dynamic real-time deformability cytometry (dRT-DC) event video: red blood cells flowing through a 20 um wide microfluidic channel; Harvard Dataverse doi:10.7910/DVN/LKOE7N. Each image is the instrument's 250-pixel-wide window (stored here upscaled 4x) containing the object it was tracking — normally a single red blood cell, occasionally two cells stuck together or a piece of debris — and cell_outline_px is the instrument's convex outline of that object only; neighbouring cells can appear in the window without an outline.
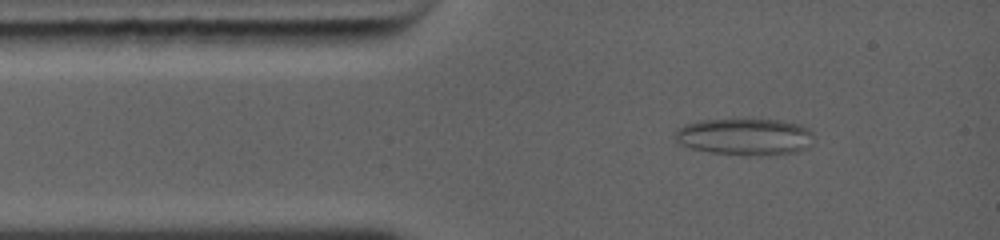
{"species": "common noctule bat (a hibernating species)", "species_latin": "Nyctalus noctula", "temperature_condition": "warm", "stored_images_in_passage": 30, "segment_of_instrument_passage": [1, 2], "camera_frame_rate_fps": 5000, "um_per_image_px": 0.085, "animal": {"sex": "female", "body_mass_g": 19.0, "forearm_length_mm": 56.7}, "frame": {"image": 1, "passage_image": 3, "time_ms": 1.0, "image_size_px": [1000, 240], "cell_outline_px": [[816, 144], [800, 152], [776, 156], [744, 156], [708, 152], [688, 148], [672, 144], [672, 136], [680, 128], [688, 124], [708, 120], [772, 120], [796, 124], [808, 128], [812, 132], [816, 140]], "centroid_in_image_um": [63.34, 11.69], "position_along_channel_um": 21.7, "area_um2": 30.69}}
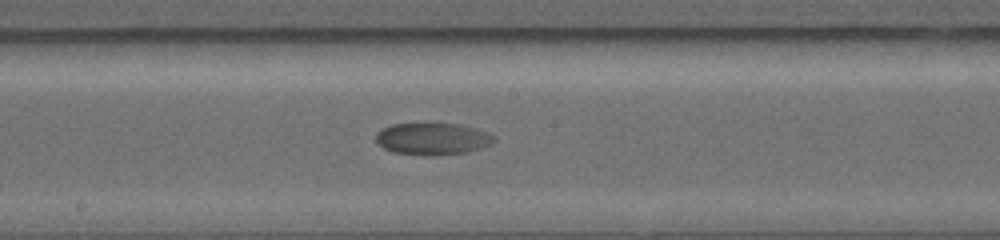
{"frame": {"image": 2, "passage_image": 13, "time_ms": 6.2, "image_size_px": [1000, 240], "cell_outline_px": [[492, 140], [488, 144], [480, 148], [468, 152], [432, 156], [424, 156], [392, 152], [384, 148], [376, 140], [376, 136], [384, 128], [392, 124], [452, 124], [468, 128], [492, 136]], "centroid_in_image_um": [36.65, 11.84], "position_along_channel_um": 211.5, "area_um2": 21.1}}
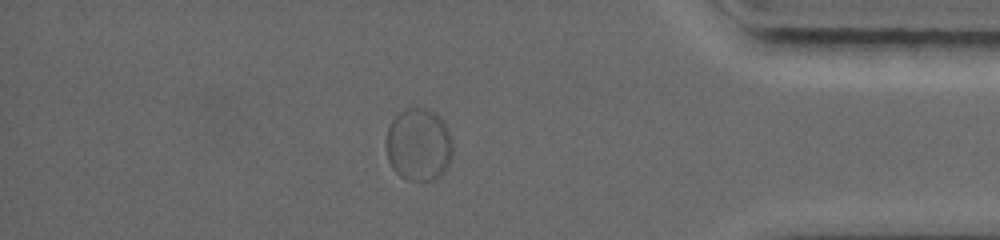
{"frame": {"image": 3, "passage_image": 23, "time_ms": 11.4, "image_size_px": [1000, 240], "cell_outline_px": [[452, 156], [448, 168], [436, 180], [408, 180], [400, 176], [392, 168], [388, 160], [388, 128], [392, 120], [400, 112], [408, 108], [420, 108], [428, 112], [440, 120], [448, 128], [452, 140]], "centroid_in_image_um": [35.61, 12.36], "position_along_channel_um": 399.6, "area_um2": 27.69}}